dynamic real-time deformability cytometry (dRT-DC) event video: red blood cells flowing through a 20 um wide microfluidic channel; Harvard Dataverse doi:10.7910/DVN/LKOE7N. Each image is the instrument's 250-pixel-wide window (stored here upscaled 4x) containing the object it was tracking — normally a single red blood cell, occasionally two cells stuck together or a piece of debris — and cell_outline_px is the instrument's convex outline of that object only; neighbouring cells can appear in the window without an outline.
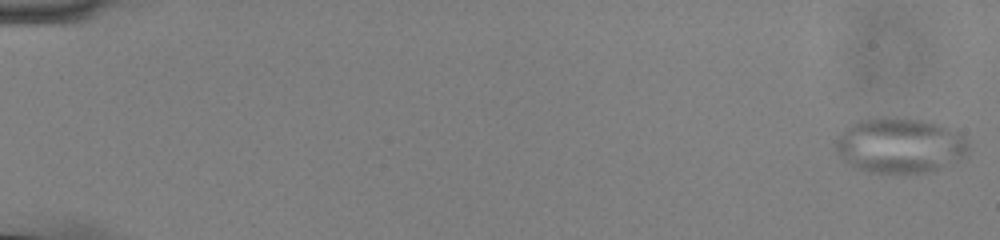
{"species": "common noctule bat (a hibernating species)", "species_latin": "Nyctalus noctula", "temperature_condition": "cold", "stored_images_in_passage": 56, "camera_frame_rate_fps": 3000, "um_per_image_px": 0.085, "animal": {"sex": "male", "body_mass_g": 13.0, "forearm_length_mm": 53.1}, "frame": {"image": 1, "passage_image": 1, "time_ms": 0.0, "image_size_px": [1000, 240], "cell_outline_px": [[968, 152], [964, 156], [940, 168], [924, 172], [868, 172], [856, 168], [844, 160], [840, 156], [836, 148], [836, 136], [844, 128], [860, 120], [876, 116], [896, 116], [920, 120], [940, 124], [960, 132], [968, 140]], "centroid_in_image_um": [76.47, 12.32], "position_along_channel_um": 8.5, "area_um2": 42.89}}
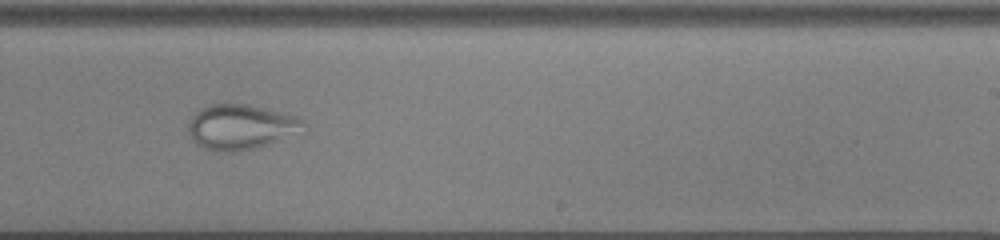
{"frame": {"image": 2, "passage_image": 36, "time_ms": 11.667, "image_size_px": [1000, 240], "cell_outline_px": [[308, 124], [268, 144], [256, 148], [236, 152], [216, 152], [196, 144], [188, 132], [188, 124], [192, 116], [200, 108], [212, 104], [248, 104], [296, 116], [304, 120]], "centroid_in_image_um": [20.38, 10.79], "position_along_channel_um": 268.6, "area_um2": 29.71}}
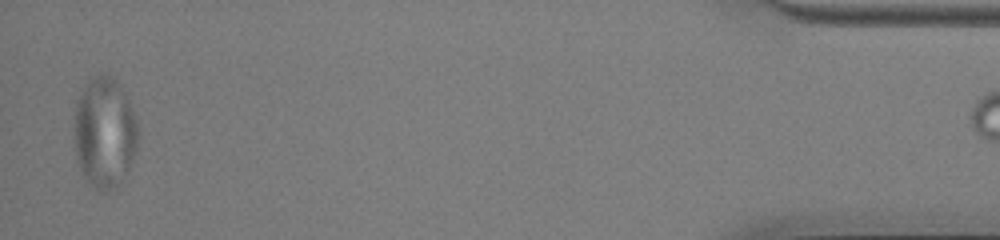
{"frame": {"image": 3, "passage_image": 55, "time_ms": 18.0, "image_size_px": [1000, 240], "cell_outline_px": [[140, 136], [136, 148], [128, 168], [120, 184], [104, 192], [100, 192], [92, 188], [84, 176], [80, 168], [76, 156], [76, 100], [84, 84], [92, 76], [104, 72], [112, 76], [124, 88], [136, 120], [140, 132]], "centroid_in_image_um": [8.91, 11.23], "position_along_channel_um": 426.3, "area_um2": 41.44}}